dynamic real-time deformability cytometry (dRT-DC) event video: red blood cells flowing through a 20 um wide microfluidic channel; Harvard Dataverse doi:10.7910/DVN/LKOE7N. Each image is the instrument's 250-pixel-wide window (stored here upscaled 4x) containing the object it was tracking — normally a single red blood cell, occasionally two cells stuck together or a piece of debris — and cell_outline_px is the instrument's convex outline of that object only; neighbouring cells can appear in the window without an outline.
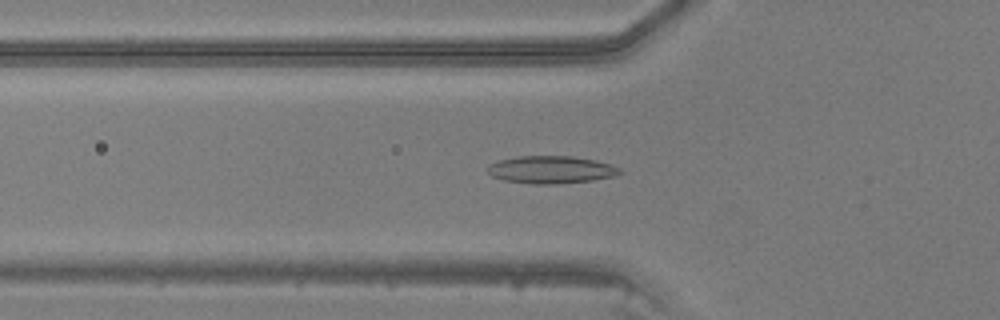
{"species": "common noctule bat (a hibernating species)", "species_latin": "Nyctalus noctula", "temperature_condition": "warm", "stored_images_in_passage": 24, "camera_frame_rate_fps": 3000, "um_per_image_px": 0.085, "animal": {"sex": "male", "body_mass_g": 20.5, "forearm_length_mm": 52.5}, "frame": {"image": 1, "passage_image": 8, "time_ms": 2.333, "image_size_px": [1000, 320], "cell_outline_px": [[624, 172], [616, 176], [592, 180], [556, 184], [532, 184], [504, 180], [492, 176], [488, 172], [488, 164], [500, 160], [520, 156], [572, 156], [596, 160], [620, 168]], "centroid_in_image_um": [46.86, 14.42], "position_along_channel_um": 78.9, "area_um2": 21.21}}
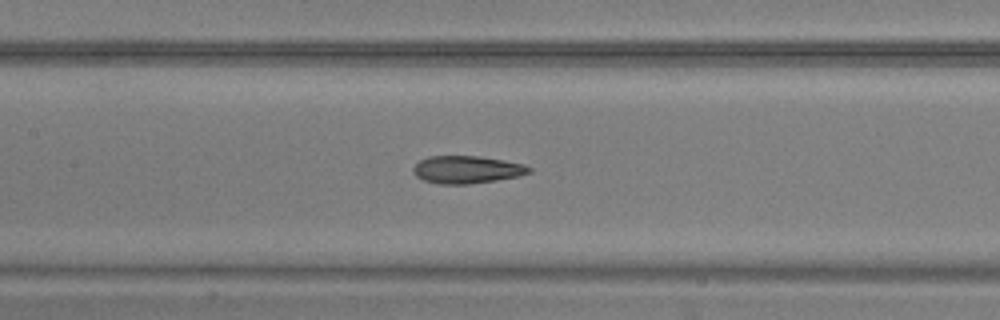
{"frame": {"image": 2, "passage_image": 14, "time_ms": 4.333, "image_size_px": [1000, 320], "cell_outline_px": [[532, 172], [520, 176], [496, 180], [468, 184], [440, 184], [424, 180], [416, 176], [412, 172], [412, 168], [420, 160], [428, 156], [480, 156], [504, 160], [524, 164], [532, 168]], "centroid_in_image_um": [39.7, 14.41], "position_along_channel_um": 167.7, "area_um2": 18.73}}
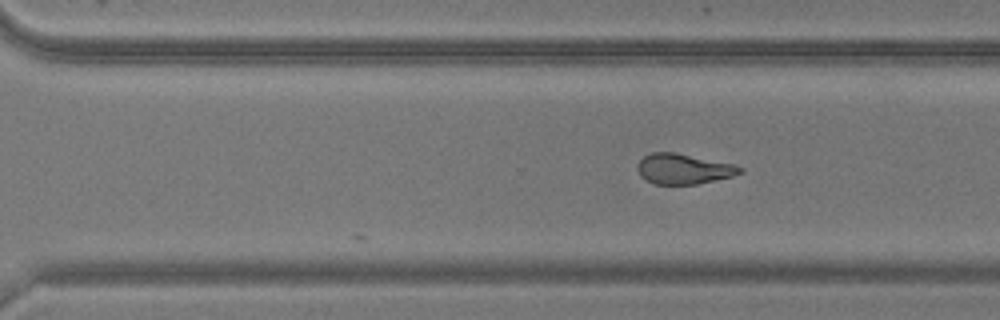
{"frame": {"image": 3, "passage_image": 24, "time_ms": 7.667, "image_size_px": [1000, 320], "cell_outline_px": [[744, 172], [732, 176], [696, 184], [652, 184], [640, 176], [636, 168], [636, 164], [644, 156], [652, 152], [676, 152], [736, 164], [744, 168]], "centroid_in_image_um": [58.1, 14.35], "position_along_channel_um": 312.5, "area_um2": 18.38}}